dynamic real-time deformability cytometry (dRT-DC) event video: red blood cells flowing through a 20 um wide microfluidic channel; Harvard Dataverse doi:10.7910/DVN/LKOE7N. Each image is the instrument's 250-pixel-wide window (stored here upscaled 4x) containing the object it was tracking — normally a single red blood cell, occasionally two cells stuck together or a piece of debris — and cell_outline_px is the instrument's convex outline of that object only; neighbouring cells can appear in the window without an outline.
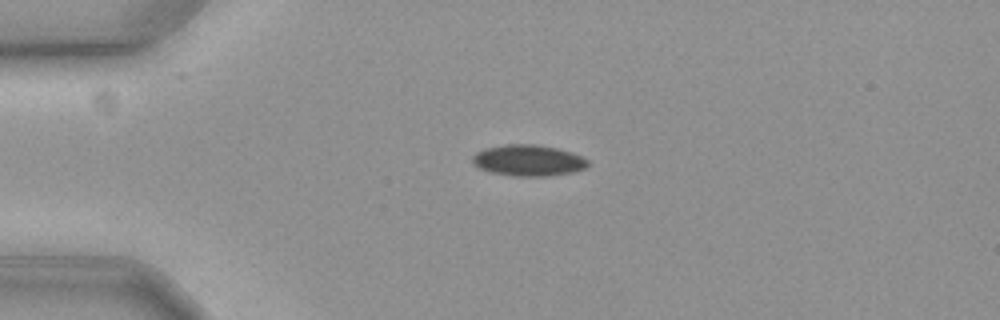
{"species": "common noctule bat (a hibernating species)", "species_latin": "Nyctalus noctula", "temperature_condition": "cold", "stored_images_in_passage": 45, "camera_frame_rate_fps": 3000, "um_per_image_px": 0.085, "animal": {"sex": "female", "body_mass_g": 19.3, "forearm_length_mm": 54.1}, "frame": {"image": 1, "passage_image": 1, "time_ms": 0.0, "image_size_px": [1000, 320], "cell_outline_px": [[588, 164], [584, 168], [572, 172], [548, 176], [512, 176], [492, 172], [480, 168], [472, 160], [472, 156], [476, 152], [484, 148], [504, 144], [536, 144], [556, 148], [572, 152], [588, 160]], "centroid_in_image_um": [44.89, 13.62], "position_along_channel_um": 40.1, "area_um2": 20.87}}
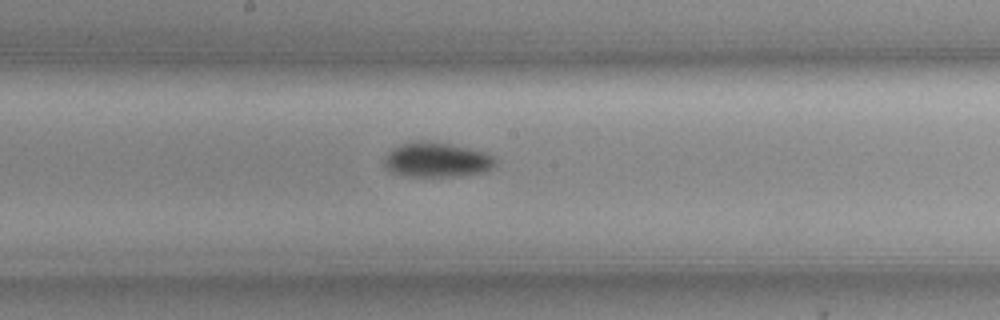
{"frame": {"image": 2, "passage_image": 18, "time_ms": 5.667, "image_size_px": [1000, 320], "cell_outline_px": [[496, 164], [492, 168], [484, 172], [456, 176], [408, 176], [388, 172], [384, 168], [384, 160], [388, 152], [392, 148], [404, 144], [448, 144], [468, 148], [484, 152], [492, 156], [496, 160]], "centroid_in_image_um": [37.12, 13.64], "position_along_channel_um": 211.1, "area_um2": 21.73}}
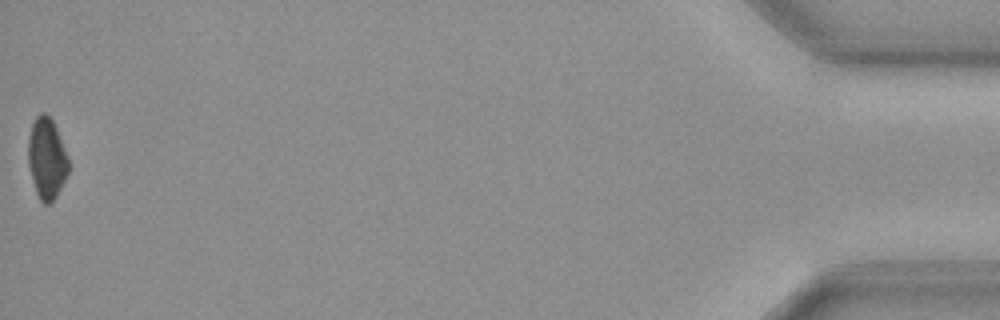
{"frame": {"image": 3, "passage_image": 45, "time_ms": 14.667, "image_size_px": [1000, 320], "cell_outline_px": [[68, 172], [56, 196], [48, 204], [44, 204], [40, 200], [36, 192], [28, 164], [28, 136], [32, 124], [36, 116], [40, 112], [44, 112], [52, 120], [56, 128], [68, 156]], "centroid_in_image_um": [3.96, 13.44], "position_along_channel_um": 431.2, "area_um2": 18.84}, "authors_computed_cell_mechanics": {"area_um2": 20.8658, "velocity_mm_per_s": 3.5863, "shape_relaxation_time_tau1_ms": 10.2643, "shape_relaxation_time_tau2_ms": null, "deformation_change_tau1": 0.1051, "deformation_change_tau2": null}}